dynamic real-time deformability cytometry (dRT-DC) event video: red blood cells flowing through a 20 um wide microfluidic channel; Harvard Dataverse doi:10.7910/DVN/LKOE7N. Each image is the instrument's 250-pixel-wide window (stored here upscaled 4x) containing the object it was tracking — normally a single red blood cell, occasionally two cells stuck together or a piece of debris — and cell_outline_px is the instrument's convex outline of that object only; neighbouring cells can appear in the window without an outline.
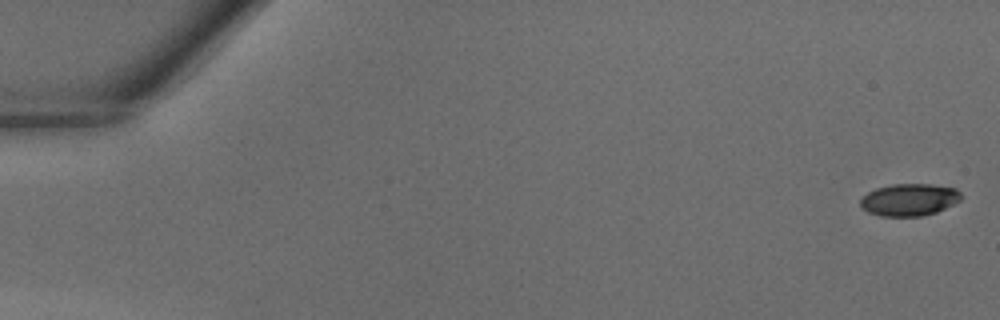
{"species": "common noctule bat (a hibernating species)", "species_latin": "Nyctalus noctula", "temperature_condition": "warm", "stored_images_in_passage": 41, "camera_frame_rate_fps": 3000, "um_per_image_px": 0.085, "animal": {"sex": "male", "body_mass_g": 18.8}, "frame": {"image": 1, "passage_image": 1, "time_ms": 0.0, "image_size_px": [1000, 320], "cell_outline_px": [[960, 200], [936, 212], [920, 216], [880, 216], [868, 212], [860, 204], [860, 200], [868, 192], [876, 188], [892, 184], [932, 184], [956, 188], [960, 192]], "centroid_in_image_um": [77.28, 16.97], "position_along_channel_um": 7.7, "area_um2": 18.73}}
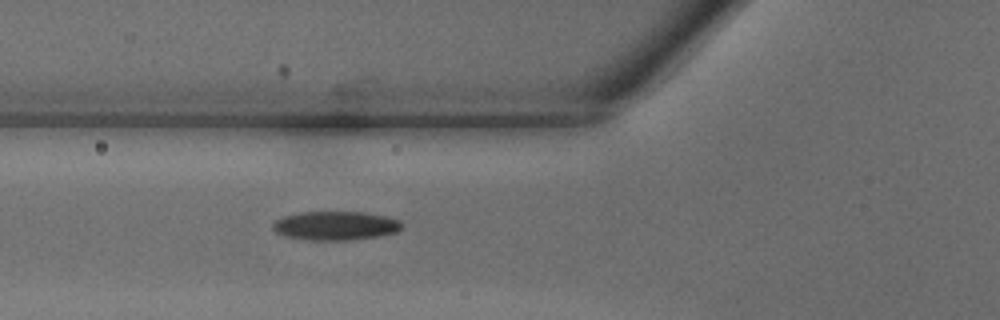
{"frame": {"image": 2, "passage_image": 16, "time_ms": 5.0, "image_size_px": [1000, 320], "cell_outline_px": [[404, 224], [396, 232], [376, 236], [344, 240], [304, 240], [284, 236], [276, 232], [272, 228], [272, 224], [276, 220], [284, 216], [300, 212], [364, 212], [384, 216], [400, 220]], "centroid_in_image_um": [28.48, 19.18], "position_along_channel_um": 97.3, "area_um2": 21.62}}
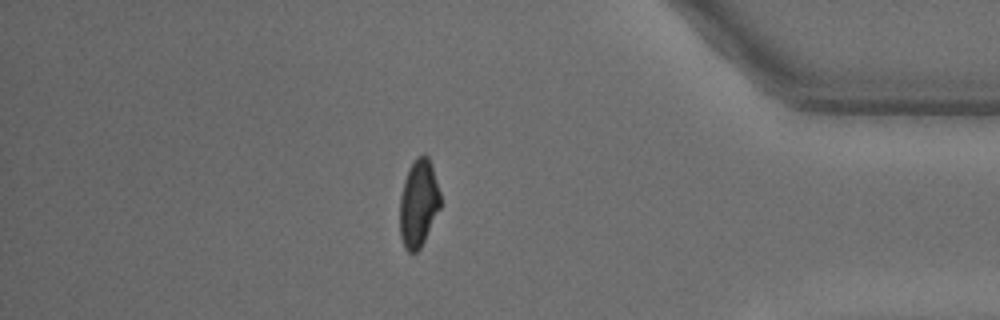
{"frame": {"image": 3, "passage_image": 36, "time_ms": 11.667, "image_size_px": [1000, 320], "cell_outline_px": [[440, 208], [420, 248], [416, 252], [408, 252], [404, 248], [400, 236], [400, 196], [404, 180], [408, 168], [416, 156], [424, 152], [428, 156], [440, 192]], "centroid_in_image_um": [35.56, 17.26], "position_along_channel_um": 399.6, "area_um2": 20.69}}